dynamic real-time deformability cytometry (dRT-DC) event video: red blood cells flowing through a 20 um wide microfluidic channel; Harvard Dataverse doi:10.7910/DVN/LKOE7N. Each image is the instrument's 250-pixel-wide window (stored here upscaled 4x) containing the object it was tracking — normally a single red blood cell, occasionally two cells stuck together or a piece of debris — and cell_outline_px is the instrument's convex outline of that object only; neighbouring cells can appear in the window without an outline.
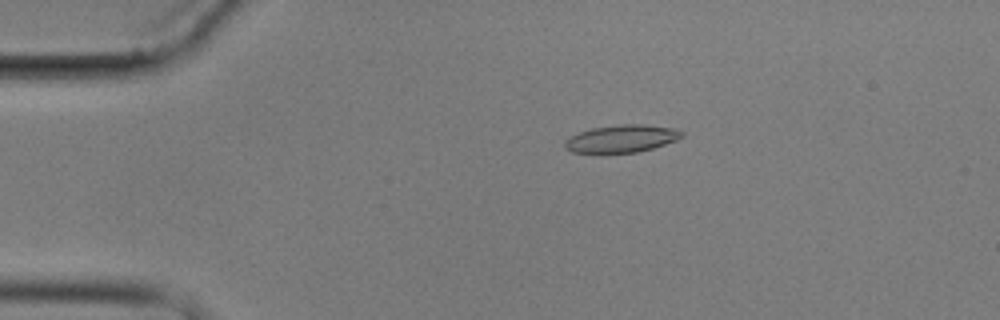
{"species": "common noctule bat (a hibernating species)", "species_latin": "Nyctalus noctula", "temperature_condition": "cold", "stored_images_in_passage": 4, "camera_frame_rate_fps": 3000, "um_per_image_px": 0.085, "animal": {"sex": "male", "body_mass_g": 17.9}, "frame": {"image": 1, "passage_image": 3, "time_ms": 2.333, "image_size_px": [1000, 320], "cell_outline_px": [[684, 136], [676, 140], [652, 148], [636, 152], [572, 152], [564, 148], [564, 140], [580, 132], [592, 128], [620, 124], [644, 124], [672, 128], [684, 132]], "centroid_in_image_um": [52.84, 11.77], "position_along_channel_um": 32.2, "area_um2": 18.5}}